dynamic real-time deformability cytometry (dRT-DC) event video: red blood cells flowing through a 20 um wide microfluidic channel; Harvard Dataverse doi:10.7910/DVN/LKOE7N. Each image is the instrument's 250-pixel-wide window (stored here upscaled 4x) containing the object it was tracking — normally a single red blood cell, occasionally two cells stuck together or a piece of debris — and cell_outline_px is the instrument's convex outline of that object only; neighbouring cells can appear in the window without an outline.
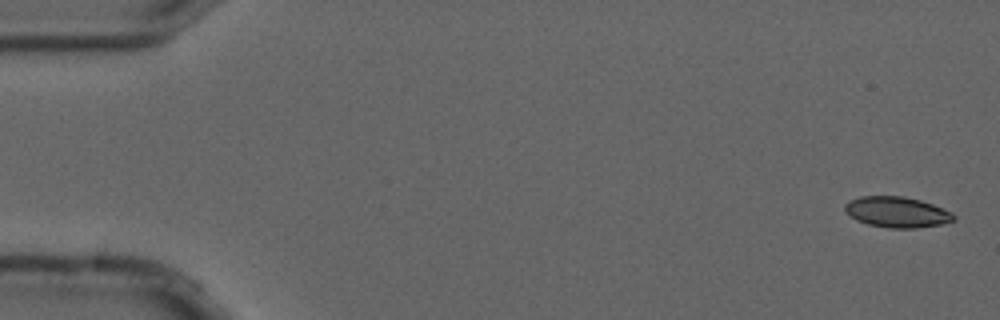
{"species": "common noctule bat (a hibernating species)", "species_latin": "Nyctalus noctula", "temperature_condition": "cold", "stored_images_in_passage": 5, "camera_frame_rate_fps": 3000, "um_per_image_px": 0.085, "animal": {"sex": "male", "forearm_length_mm": 52.5}, "frame": {"image": 1, "passage_image": 1, "time_ms": 0.0, "image_size_px": [1000, 320], "cell_outline_px": [[956, 220], [940, 224], [916, 228], [888, 228], [868, 224], [856, 220], [844, 208], [844, 204], [860, 196], [904, 196], [920, 200], [932, 204], [952, 212], [956, 216]], "centroid_in_image_um": [76.27, 18.03], "position_along_channel_um": 8.7, "area_um2": 19.36}}
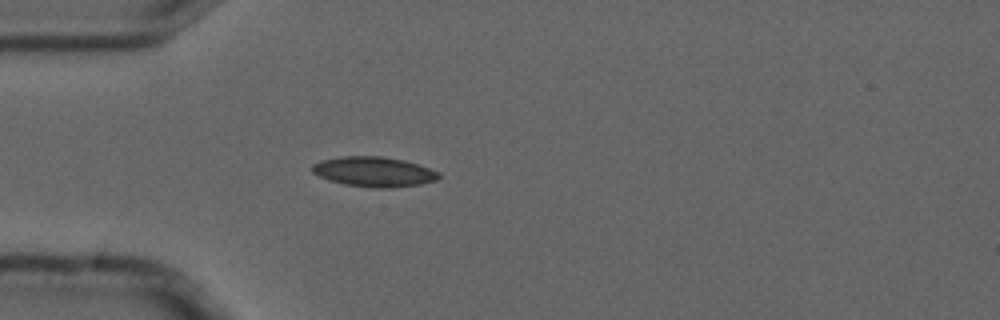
{"frame": {"image": 2, "passage_image": 5, "time_ms": 1.333, "image_size_px": [1000, 320], "cell_outline_px": [[440, 176], [436, 180], [420, 184], [392, 188], [376, 188], [344, 184], [328, 180], [312, 172], [312, 164], [320, 160], [340, 156], [380, 156], [404, 160], [440, 172]], "centroid_in_image_um": [31.76, 14.6], "position_along_channel_um": 53.2, "area_um2": 22.08}}